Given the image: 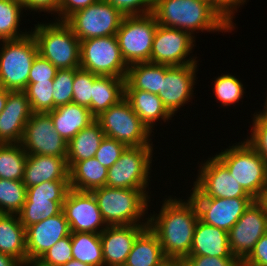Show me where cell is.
I'll use <instances>...</instances> for the list:
<instances>
[{"mask_svg": "<svg viewBox=\"0 0 267 266\" xmlns=\"http://www.w3.org/2000/svg\"><path fill=\"white\" fill-rule=\"evenodd\" d=\"M198 219L196 205L190 197L184 201L168 197L159 214L148 217V227L157 235L165 257L185 259L190 253Z\"/></svg>", "mask_w": 267, "mask_h": 266, "instance_id": "cell-1", "label": "cell"}, {"mask_svg": "<svg viewBox=\"0 0 267 266\" xmlns=\"http://www.w3.org/2000/svg\"><path fill=\"white\" fill-rule=\"evenodd\" d=\"M157 23L189 32H231L233 27L207 2L202 0H155Z\"/></svg>", "mask_w": 267, "mask_h": 266, "instance_id": "cell-2", "label": "cell"}, {"mask_svg": "<svg viewBox=\"0 0 267 266\" xmlns=\"http://www.w3.org/2000/svg\"><path fill=\"white\" fill-rule=\"evenodd\" d=\"M146 190L103 186L91 192L107 226L148 225V218L143 219L151 201Z\"/></svg>", "mask_w": 267, "mask_h": 266, "instance_id": "cell-3", "label": "cell"}, {"mask_svg": "<svg viewBox=\"0 0 267 266\" xmlns=\"http://www.w3.org/2000/svg\"><path fill=\"white\" fill-rule=\"evenodd\" d=\"M39 54L57 69L80 68V40L64 22L36 24L33 31Z\"/></svg>", "mask_w": 267, "mask_h": 266, "instance_id": "cell-4", "label": "cell"}, {"mask_svg": "<svg viewBox=\"0 0 267 266\" xmlns=\"http://www.w3.org/2000/svg\"><path fill=\"white\" fill-rule=\"evenodd\" d=\"M245 192L257 200L267 185V162L245 140L215 155Z\"/></svg>", "mask_w": 267, "mask_h": 266, "instance_id": "cell-5", "label": "cell"}, {"mask_svg": "<svg viewBox=\"0 0 267 266\" xmlns=\"http://www.w3.org/2000/svg\"><path fill=\"white\" fill-rule=\"evenodd\" d=\"M3 43V44H2ZM0 52V88L24 91L35 57L39 54L37 42L30 32L16 40H2Z\"/></svg>", "mask_w": 267, "mask_h": 266, "instance_id": "cell-6", "label": "cell"}, {"mask_svg": "<svg viewBox=\"0 0 267 266\" xmlns=\"http://www.w3.org/2000/svg\"><path fill=\"white\" fill-rule=\"evenodd\" d=\"M95 120L105 136L129 146H153L150 130L133 111L129 102L121 99L117 104L100 113ZM151 142V143H150Z\"/></svg>", "mask_w": 267, "mask_h": 266, "instance_id": "cell-7", "label": "cell"}, {"mask_svg": "<svg viewBox=\"0 0 267 266\" xmlns=\"http://www.w3.org/2000/svg\"><path fill=\"white\" fill-rule=\"evenodd\" d=\"M157 25L153 13L124 16L116 37L122 58L128 66L133 63L150 62Z\"/></svg>", "mask_w": 267, "mask_h": 266, "instance_id": "cell-8", "label": "cell"}, {"mask_svg": "<svg viewBox=\"0 0 267 266\" xmlns=\"http://www.w3.org/2000/svg\"><path fill=\"white\" fill-rule=\"evenodd\" d=\"M80 68L98 76L126 78L128 65L122 58L116 35L80 41Z\"/></svg>", "mask_w": 267, "mask_h": 266, "instance_id": "cell-9", "label": "cell"}, {"mask_svg": "<svg viewBox=\"0 0 267 266\" xmlns=\"http://www.w3.org/2000/svg\"><path fill=\"white\" fill-rule=\"evenodd\" d=\"M152 146H129L108 169L106 186L123 189H147L152 163Z\"/></svg>", "mask_w": 267, "mask_h": 266, "instance_id": "cell-10", "label": "cell"}, {"mask_svg": "<svg viewBox=\"0 0 267 266\" xmlns=\"http://www.w3.org/2000/svg\"><path fill=\"white\" fill-rule=\"evenodd\" d=\"M69 181H46L27 188L26 201L18 213L25 229L63 210Z\"/></svg>", "mask_w": 267, "mask_h": 266, "instance_id": "cell-11", "label": "cell"}, {"mask_svg": "<svg viewBox=\"0 0 267 266\" xmlns=\"http://www.w3.org/2000/svg\"><path fill=\"white\" fill-rule=\"evenodd\" d=\"M124 15L105 0L70 15L64 22L80 40L116 35Z\"/></svg>", "mask_w": 267, "mask_h": 266, "instance_id": "cell-12", "label": "cell"}, {"mask_svg": "<svg viewBox=\"0 0 267 266\" xmlns=\"http://www.w3.org/2000/svg\"><path fill=\"white\" fill-rule=\"evenodd\" d=\"M199 167L190 198H251L216 156Z\"/></svg>", "mask_w": 267, "mask_h": 266, "instance_id": "cell-13", "label": "cell"}, {"mask_svg": "<svg viewBox=\"0 0 267 266\" xmlns=\"http://www.w3.org/2000/svg\"><path fill=\"white\" fill-rule=\"evenodd\" d=\"M195 36L184 30L157 25L153 38L150 62L155 64L182 66L197 64V57H192Z\"/></svg>", "mask_w": 267, "mask_h": 266, "instance_id": "cell-14", "label": "cell"}, {"mask_svg": "<svg viewBox=\"0 0 267 266\" xmlns=\"http://www.w3.org/2000/svg\"><path fill=\"white\" fill-rule=\"evenodd\" d=\"M28 155L67 157L68 142L55 130L48 113H33L20 143Z\"/></svg>", "mask_w": 267, "mask_h": 266, "instance_id": "cell-15", "label": "cell"}, {"mask_svg": "<svg viewBox=\"0 0 267 266\" xmlns=\"http://www.w3.org/2000/svg\"><path fill=\"white\" fill-rule=\"evenodd\" d=\"M265 233H267V215L263 206L257 200H253L241 218L228 231L232 254L238 260H244Z\"/></svg>", "mask_w": 267, "mask_h": 266, "instance_id": "cell-16", "label": "cell"}, {"mask_svg": "<svg viewBox=\"0 0 267 266\" xmlns=\"http://www.w3.org/2000/svg\"><path fill=\"white\" fill-rule=\"evenodd\" d=\"M63 212L70 232L101 234L107 227L90 191L69 189L63 203Z\"/></svg>", "mask_w": 267, "mask_h": 266, "instance_id": "cell-17", "label": "cell"}, {"mask_svg": "<svg viewBox=\"0 0 267 266\" xmlns=\"http://www.w3.org/2000/svg\"><path fill=\"white\" fill-rule=\"evenodd\" d=\"M63 210L26 228L27 266H32L55 243L70 235Z\"/></svg>", "mask_w": 267, "mask_h": 266, "instance_id": "cell-18", "label": "cell"}, {"mask_svg": "<svg viewBox=\"0 0 267 266\" xmlns=\"http://www.w3.org/2000/svg\"><path fill=\"white\" fill-rule=\"evenodd\" d=\"M196 205L199 220L205 224L229 231L241 218L252 198H191Z\"/></svg>", "mask_w": 267, "mask_h": 266, "instance_id": "cell-19", "label": "cell"}, {"mask_svg": "<svg viewBox=\"0 0 267 266\" xmlns=\"http://www.w3.org/2000/svg\"><path fill=\"white\" fill-rule=\"evenodd\" d=\"M196 69L197 64H186L170 66L165 72L163 93H159L158 96L173 117L174 113L192 98Z\"/></svg>", "mask_w": 267, "mask_h": 266, "instance_id": "cell-20", "label": "cell"}, {"mask_svg": "<svg viewBox=\"0 0 267 266\" xmlns=\"http://www.w3.org/2000/svg\"><path fill=\"white\" fill-rule=\"evenodd\" d=\"M33 111L25 91H9L0 113V143H21L25 125Z\"/></svg>", "mask_w": 267, "mask_h": 266, "instance_id": "cell-21", "label": "cell"}, {"mask_svg": "<svg viewBox=\"0 0 267 266\" xmlns=\"http://www.w3.org/2000/svg\"><path fill=\"white\" fill-rule=\"evenodd\" d=\"M147 226H107L100 234L104 266H124L135 239Z\"/></svg>", "mask_w": 267, "mask_h": 266, "instance_id": "cell-22", "label": "cell"}, {"mask_svg": "<svg viewBox=\"0 0 267 266\" xmlns=\"http://www.w3.org/2000/svg\"><path fill=\"white\" fill-rule=\"evenodd\" d=\"M46 181H69L67 157L27 155L23 184L28 188Z\"/></svg>", "mask_w": 267, "mask_h": 266, "instance_id": "cell-23", "label": "cell"}, {"mask_svg": "<svg viewBox=\"0 0 267 266\" xmlns=\"http://www.w3.org/2000/svg\"><path fill=\"white\" fill-rule=\"evenodd\" d=\"M188 256L235 258L229 248L228 232L198 219Z\"/></svg>", "mask_w": 267, "mask_h": 266, "instance_id": "cell-24", "label": "cell"}, {"mask_svg": "<svg viewBox=\"0 0 267 266\" xmlns=\"http://www.w3.org/2000/svg\"><path fill=\"white\" fill-rule=\"evenodd\" d=\"M48 114L51 116L56 132L66 142L95 120L89 108L73 102L58 106Z\"/></svg>", "mask_w": 267, "mask_h": 266, "instance_id": "cell-25", "label": "cell"}, {"mask_svg": "<svg viewBox=\"0 0 267 266\" xmlns=\"http://www.w3.org/2000/svg\"><path fill=\"white\" fill-rule=\"evenodd\" d=\"M0 253L27 266L26 229L18 214L0 213Z\"/></svg>", "mask_w": 267, "mask_h": 266, "instance_id": "cell-26", "label": "cell"}, {"mask_svg": "<svg viewBox=\"0 0 267 266\" xmlns=\"http://www.w3.org/2000/svg\"><path fill=\"white\" fill-rule=\"evenodd\" d=\"M169 67L151 62L129 65L124 90H143L157 95L163 93L164 75Z\"/></svg>", "mask_w": 267, "mask_h": 266, "instance_id": "cell-27", "label": "cell"}, {"mask_svg": "<svg viewBox=\"0 0 267 266\" xmlns=\"http://www.w3.org/2000/svg\"><path fill=\"white\" fill-rule=\"evenodd\" d=\"M124 97L151 133L157 120L166 122L173 117L157 94L143 90H124Z\"/></svg>", "mask_w": 267, "mask_h": 266, "instance_id": "cell-28", "label": "cell"}, {"mask_svg": "<svg viewBox=\"0 0 267 266\" xmlns=\"http://www.w3.org/2000/svg\"><path fill=\"white\" fill-rule=\"evenodd\" d=\"M105 137L100 124L94 120L68 142L67 163L69 169L78 161L95 157Z\"/></svg>", "mask_w": 267, "mask_h": 266, "instance_id": "cell-29", "label": "cell"}, {"mask_svg": "<svg viewBox=\"0 0 267 266\" xmlns=\"http://www.w3.org/2000/svg\"><path fill=\"white\" fill-rule=\"evenodd\" d=\"M108 169L95 157L78 161L69 169V186L78 191H92L106 186Z\"/></svg>", "mask_w": 267, "mask_h": 266, "instance_id": "cell-30", "label": "cell"}, {"mask_svg": "<svg viewBox=\"0 0 267 266\" xmlns=\"http://www.w3.org/2000/svg\"><path fill=\"white\" fill-rule=\"evenodd\" d=\"M125 78L99 76L93 82L90 113L97 117L124 98Z\"/></svg>", "mask_w": 267, "mask_h": 266, "instance_id": "cell-31", "label": "cell"}, {"mask_svg": "<svg viewBox=\"0 0 267 266\" xmlns=\"http://www.w3.org/2000/svg\"><path fill=\"white\" fill-rule=\"evenodd\" d=\"M164 258L157 235L147 226L135 239L124 266H157Z\"/></svg>", "mask_w": 267, "mask_h": 266, "instance_id": "cell-32", "label": "cell"}, {"mask_svg": "<svg viewBox=\"0 0 267 266\" xmlns=\"http://www.w3.org/2000/svg\"><path fill=\"white\" fill-rule=\"evenodd\" d=\"M71 241L73 259L91 266H104L100 234L73 232Z\"/></svg>", "mask_w": 267, "mask_h": 266, "instance_id": "cell-33", "label": "cell"}, {"mask_svg": "<svg viewBox=\"0 0 267 266\" xmlns=\"http://www.w3.org/2000/svg\"><path fill=\"white\" fill-rule=\"evenodd\" d=\"M27 155L20 143H0V178L22 181Z\"/></svg>", "mask_w": 267, "mask_h": 266, "instance_id": "cell-34", "label": "cell"}, {"mask_svg": "<svg viewBox=\"0 0 267 266\" xmlns=\"http://www.w3.org/2000/svg\"><path fill=\"white\" fill-rule=\"evenodd\" d=\"M23 8V4L18 1L0 0V42L20 39L29 34L18 30Z\"/></svg>", "mask_w": 267, "mask_h": 266, "instance_id": "cell-35", "label": "cell"}, {"mask_svg": "<svg viewBox=\"0 0 267 266\" xmlns=\"http://www.w3.org/2000/svg\"><path fill=\"white\" fill-rule=\"evenodd\" d=\"M27 187L22 181L0 178V213L18 214L26 201Z\"/></svg>", "mask_w": 267, "mask_h": 266, "instance_id": "cell-36", "label": "cell"}, {"mask_svg": "<svg viewBox=\"0 0 267 266\" xmlns=\"http://www.w3.org/2000/svg\"><path fill=\"white\" fill-rule=\"evenodd\" d=\"M53 80L28 83L24 90L33 113L53 111Z\"/></svg>", "mask_w": 267, "mask_h": 266, "instance_id": "cell-37", "label": "cell"}, {"mask_svg": "<svg viewBox=\"0 0 267 266\" xmlns=\"http://www.w3.org/2000/svg\"><path fill=\"white\" fill-rule=\"evenodd\" d=\"M213 92L223 106L238 103L243 98L244 87L243 83L231 74H223L218 76L214 81Z\"/></svg>", "mask_w": 267, "mask_h": 266, "instance_id": "cell-38", "label": "cell"}, {"mask_svg": "<svg viewBox=\"0 0 267 266\" xmlns=\"http://www.w3.org/2000/svg\"><path fill=\"white\" fill-rule=\"evenodd\" d=\"M75 68L58 69L53 79V110L73 102V81Z\"/></svg>", "mask_w": 267, "mask_h": 266, "instance_id": "cell-39", "label": "cell"}, {"mask_svg": "<svg viewBox=\"0 0 267 266\" xmlns=\"http://www.w3.org/2000/svg\"><path fill=\"white\" fill-rule=\"evenodd\" d=\"M98 75L82 69L75 68L73 81V103L89 108L92 101L93 82Z\"/></svg>", "mask_w": 267, "mask_h": 266, "instance_id": "cell-40", "label": "cell"}, {"mask_svg": "<svg viewBox=\"0 0 267 266\" xmlns=\"http://www.w3.org/2000/svg\"><path fill=\"white\" fill-rule=\"evenodd\" d=\"M73 259L71 233L55 243L32 266H62Z\"/></svg>", "mask_w": 267, "mask_h": 266, "instance_id": "cell-41", "label": "cell"}, {"mask_svg": "<svg viewBox=\"0 0 267 266\" xmlns=\"http://www.w3.org/2000/svg\"><path fill=\"white\" fill-rule=\"evenodd\" d=\"M256 114V115H255ZM251 135L245 139L267 162V111L253 114Z\"/></svg>", "mask_w": 267, "mask_h": 266, "instance_id": "cell-42", "label": "cell"}, {"mask_svg": "<svg viewBox=\"0 0 267 266\" xmlns=\"http://www.w3.org/2000/svg\"><path fill=\"white\" fill-rule=\"evenodd\" d=\"M126 147L127 146L125 144L115 140L114 138L105 136L100 143L99 149L95 154V158L101 165L109 169L117 162Z\"/></svg>", "mask_w": 267, "mask_h": 266, "instance_id": "cell-43", "label": "cell"}, {"mask_svg": "<svg viewBox=\"0 0 267 266\" xmlns=\"http://www.w3.org/2000/svg\"><path fill=\"white\" fill-rule=\"evenodd\" d=\"M124 16L144 15L153 12L155 0H105Z\"/></svg>", "mask_w": 267, "mask_h": 266, "instance_id": "cell-44", "label": "cell"}, {"mask_svg": "<svg viewBox=\"0 0 267 266\" xmlns=\"http://www.w3.org/2000/svg\"><path fill=\"white\" fill-rule=\"evenodd\" d=\"M58 69L47 59L38 54L31 66L28 83L53 80Z\"/></svg>", "mask_w": 267, "mask_h": 266, "instance_id": "cell-45", "label": "cell"}, {"mask_svg": "<svg viewBox=\"0 0 267 266\" xmlns=\"http://www.w3.org/2000/svg\"><path fill=\"white\" fill-rule=\"evenodd\" d=\"M237 258H221L209 256H187L185 266H236Z\"/></svg>", "mask_w": 267, "mask_h": 266, "instance_id": "cell-46", "label": "cell"}, {"mask_svg": "<svg viewBox=\"0 0 267 266\" xmlns=\"http://www.w3.org/2000/svg\"><path fill=\"white\" fill-rule=\"evenodd\" d=\"M245 2L246 0H211V6L235 29L232 21L234 13Z\"/></svg>", "mask_w": 267, "mask_h": 266, "instance_id": "cell-47", "label": "cell"}, {"mask_svg": "<svg viewBox=\"0 0 267 266\" xmlns=\"http://www.w3.org/2000/svg\"><path fill=\"white\" fill-rule=\"evenodd\" d=\"M99 0H59L58 19L65 21L74 12L87 8L89 5L97 3Z\"/></svg>", "mask_w": 267, "mask_h": 266, "instance_id": "cell-48", "label": "cell"}, {"mask_svg": "<svg viewBox=\"0 0 267 266\" xmlns=\"http://www.w3.org/2000/svg\"><path fill=\"white\" fill-rule=\"evenodd\" d=\"M244 260L257 266H267V233L256 242Z\"/></svg>", "mask_w": 267, "mask_h": 266, "instance_id": "cell-49", "label": "cell"}, {"mask_svg": "<svg viewBox=\"0 0 267 266\" xmlns=\"http://www.w3.org/2000/svg\"><path fill=\"white\" fill-rule=\"evenodd\" d=\"M59 0H27V9L34 11H46L58 14Z\"/></svg>", "mask_w": 267, "mask_h": 266, "instance_id": "cell-50", "label": "cell"}, {"mask_svg": "<svg viewBox=\"0 0 267 266\" xmlns=\"http://www.w3.org/2000/svg\"><path fill=\"white\" fill-rule=\"evenodd\" d=\"M0 266H24L12 256L0 253Z\"/></svg>", "mask_w": 267, "mask_h": 266, "instance_id": "cell-51", "label": "cell"}, {"mask_svg": "<svg viewBox=\"0 0 267 266\" xmlns=\"http://www.w3.org/2000/svg\"><path fill=\"white\" fill-rule=\"evenodd\" d=\"M157 266H185V264L182 258L165 257Z\"/></svg>", "mask_w": 267, "mask_h": 266, "instance_id": "cell-52", "label": "cell"}, {"mask_svg": "<svg viewBox=\"0 0 267 266\" xmlns=\"http://www.w3.org/2000/svg\"><path fill=\"white\" fill-rule=\"evenodd\" d=\"M257 201L263 206L264 212L267 215V185L262 190Z\"/></svg>", "mask_w": 267, "mask_h": 266, "instance_id": "cell-53", "label": "cell"}, {"mask_svg": "<svg viewBox=\"0 0 267 266\" xmlns=\"http://www.w3.org/2000/svg\"><path fill=\"white\" fill-rule=\"evenodd\" d=\"M7 97H8V90L0 88V113L5 108Z\"/></svg>", "mask_w": 267, "mask_h": 266, "instance_id": "cell-54", "label": "cell"}, {"mask_svg": "<svg viewBox=\"0 0 267 266\" xmlns=\"http://www.w3.org/2000/svg\"><path fill=\"white\" fill-rule=\"evenodd\" d=\"M62 266H91V265L86 264V263H82L76 259H72V260H69L66 264H64Z\"/></svg>", "mask_w": 267, "mask_h": 266, "instance_id": "cell-55", "label": "cell"}, {"mask_svg": "<svg viewBox=\"0 0 267 266\" xmlns=\"http://www.w3.org/2000/svg\"><path fill=\"white\" fill-rule=\"evenodd\" d=\"M236 266H257V265L248 263V262L245 261V260H239V261L237 262V265H236Z\"/></svg>", "mask_w": 267, "mask_h": 266, "instance_id": "cell-56", "label": "cell"}, {"mask_svg": "<svg viewBox=\"0 0 267 266\" xmlns=\"http://www.w3.org/2000/svg\"><path fill=\"white\" fill-rule=\"evenodd\" d=\"M23 4L25 10H27V0H15Z\"/></svg>", "mask_w": 267, "mask_h": 266, "instance_id": "cell-57", "label": "cell"}, {"mask_svg": "<svg viewBox=\"0 0 267 266\" xmlns=\"http://www.w3.org/2000/svg\"><path fill=\"white\" fill-rule=\"evenodd\" d=\"M267 97V96H266ZM264 111H267V99H266V101H265V104H264V109H263Z\"/></svg>", "mask_w": 267, "mask_h": 266, "instance_id": "cell-58", "label": "cell"}, {"mask_svg": "<svg viewBox=\"0 0 267 266\" xmlns=\"http://www.w3.org/2000/svg\"><path fill=\"white\" fill-rule=\"evenodd\" d=\"M202 1H205L211 5V0H202Z\"/></svg>", "mask_w": 267, "mask_h": 266, "instance_id": "cell-59", "label": "cell"}]
</instances>
